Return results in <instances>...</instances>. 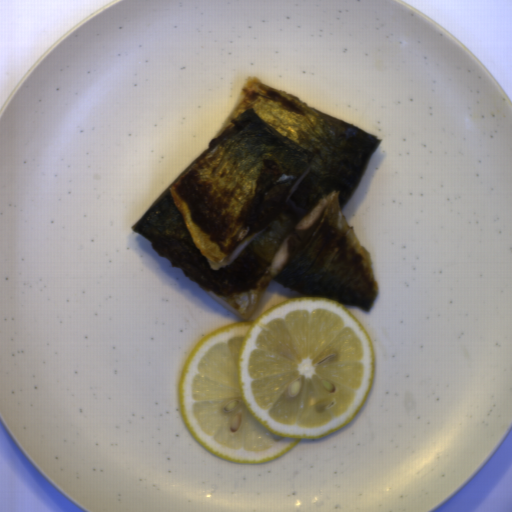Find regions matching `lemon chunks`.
<instances>
[{"mask_svg":"<svg viewBox=\"0 0 512 512\" xmlns=\"http://www.w3.org/2000/svg\"><path fill=\"white\" fill-rule=\"evenodd\" d=\"M374 382L370 336L343 305L287 299L197 341L177 385L195 440L232 463H265L350 423Z\"/></svg>","mask_w":512,"mask_h":512,"instance_id":"lemon-chunks-1","label":"lemon chunks"}]
</instances>
